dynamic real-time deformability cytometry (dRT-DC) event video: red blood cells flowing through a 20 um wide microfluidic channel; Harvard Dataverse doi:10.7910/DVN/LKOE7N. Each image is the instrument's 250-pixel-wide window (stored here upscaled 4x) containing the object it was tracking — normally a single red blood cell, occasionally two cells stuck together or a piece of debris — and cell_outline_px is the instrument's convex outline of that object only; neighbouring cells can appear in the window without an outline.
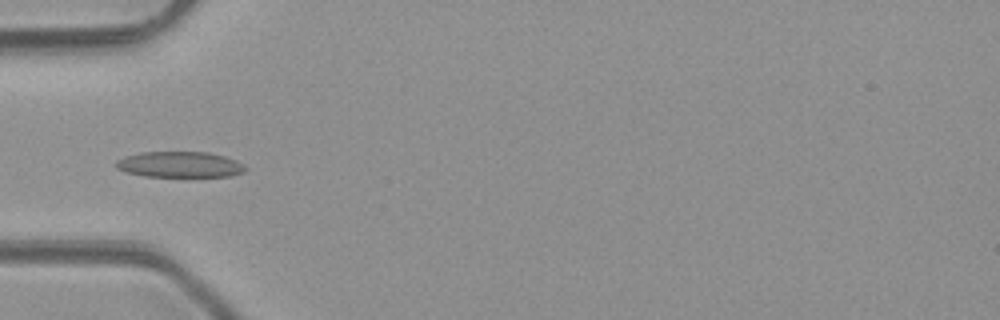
{"species": "common noctule bat (a hibernating species)", "species_latin": "Nyctalus noctula", "temperature_condition": "room temperature", "stored_images_in_passage": 6, "camera_frame_rate_fps": 3000, "um_per_image_px": 0.085, "animal": {"sex": "male", "body_mass_g": 23.1, "forearm_length_mm": 52.7}, "frame": {"image": 1, "passage_image": 5, "time_ms": 4.667, "image_size_px": [1000, 320], "cell_outline_px": [[248, 168], [244, 172], [228, 176], [144, 176], [128, 172], [116, 168], [116, 160], [124, 156], [140, 152], [208, 152], [224, 156], [236, 160], [244, 164]], "centroid_in_image_um": [15.29, 13.97], "position_along_channel_um": 69.7, "area_um2": 19.42}}
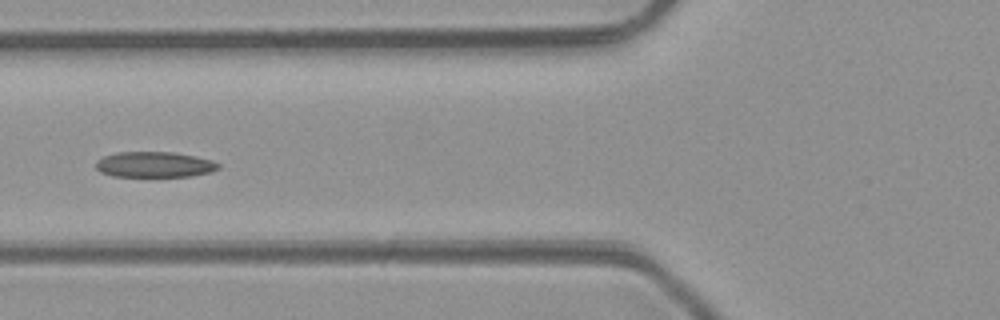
{"frame": {"image": 2, "passage_image": 6, "time_ms": 5.667, "image_size_px": [1000, 320], "cell_outline_px": [[220, 168], [212, 172], [192, 176], [112, 176], [100, 172], [96, 168], [96, 160], [104, 156], [120, 152], [172, 152], [196, 156], [212, 160], [220, 164]], "centroid_in_image_um": [13.16, 13.99], "position_along_channel_um": 112.6, "area_um2": 18.32}}